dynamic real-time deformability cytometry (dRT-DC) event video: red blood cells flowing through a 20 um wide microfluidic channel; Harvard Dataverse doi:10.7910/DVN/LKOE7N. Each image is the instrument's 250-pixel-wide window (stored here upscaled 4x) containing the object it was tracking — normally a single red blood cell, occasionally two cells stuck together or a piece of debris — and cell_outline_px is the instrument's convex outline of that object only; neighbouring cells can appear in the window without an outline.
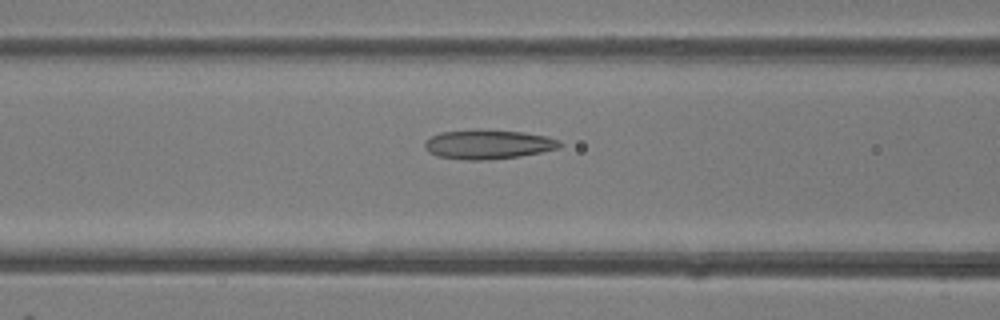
{"species": "common noctule bat (a hibernating species)", "species_latin": "Nyctalus noctula", "temperature_condition": "room temperature", "stored_images_in_passage": 36, "camera_frame_rate_fps": 3000, "um_per_image_px": 0.085, "animal": {"sex": "female"}, "frame": {"image": 1, "passage_image": 7, "time_ms": 2.0, "image_size_px": [1000, 320], "cell_outline_px": [[564, 144], [560, 148], [520, 156], [488, 160], [468, 160], [436, 156], [428, 152], [424, 148], [424, 140], [440, 132], [524, 132], [548, 136], [560, 140]], "centroid_in_image_um": [41.52, 12.31], "position_along_channel_um": 125.1, "area_um2": 22.43}}
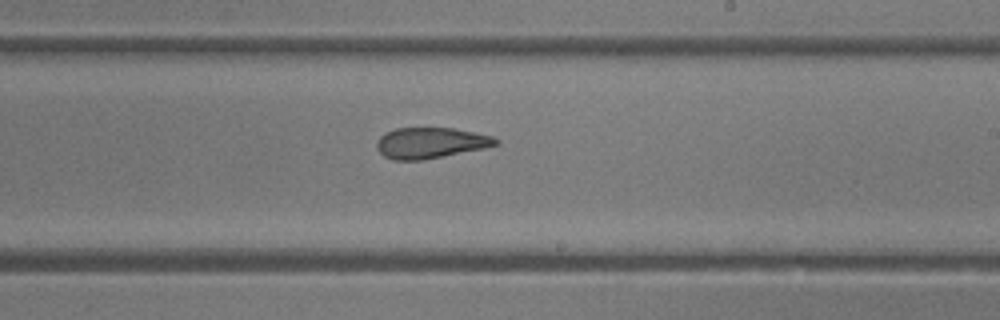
{"frame": {"image": 2, "passage_image": 16, "time_ms": 5.0, "image_size_px": [1000, 320], "cell_outline_px": [[500, 144], [484, 148], [424, 160], [392, 160], [384, 156], [376, 148], [376, 144], [380, 136], [384, 132], [396, 128], [452, 128], [492, 136], [500, 140]], "centroid_in_image_um": [36.58, 12.15], "position_along_channel_um": 252.4, "area_um2": 21.44}}
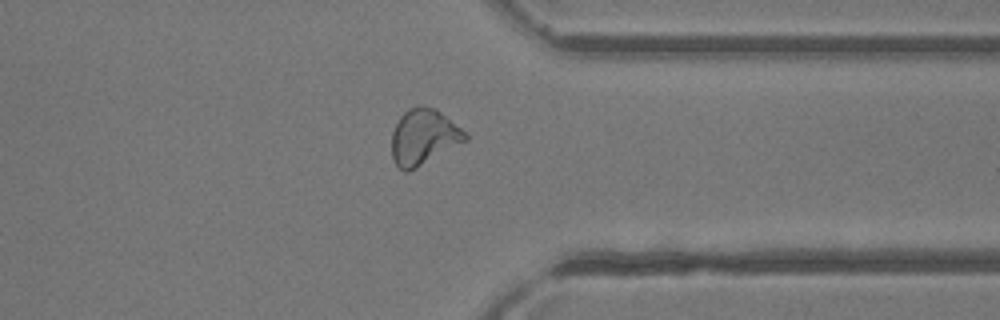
{"frame": {"image": 3, "passage_image": 25, "time_ms": 8.0, "image_size_px": [1000, 320], "cell_outline_px": [[468, 140], [416, 168], [408, 172], [404, 172], [392, 160], [392, 132], [400, 116], [408, 108], [420, 104], [436, 108], [460, 128], [468, 136]], "centroid_in_image_um": [35.99, 11.63], "position_along_channel_um": 375.4, "area_um2": 23.87}, "authors_computed_cell_mechanics": {"area_um2": 22.831, "velocity_mm_per_s": 4.2485, "shape_relaxation_time_tau1_ms": null, "shape_relaxation_time_tau2_ms": 1.9641, "deformation_change_tau1": null, "deformation_change_tau2": 0.0966}}